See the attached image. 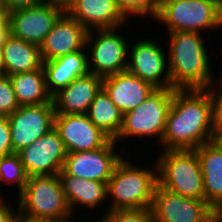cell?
Segmentation results:
<instances>
[{
    "label": "cell",
    "mask_w": 222,
    "mask_h": 222,
    "mask_svg": "<svg viewBox=\"0 0 222 222\" xmlns=\"http://www.w3.org/2000/svg\"><path fill=\"white\" fill-rule=\"evenodd\" d=\"M211 141L213 135L209 88L175 90L160 151L196 149Z\"/></svg>",
    "instance_id": "1"
},
{
    "label": "cell",
    "mask_w": 222,
    "mask_h": 222,
    "mask_svg": "<svg viewBox=\"0 0 222 222\" xmlns=\"http://www.w3.org/2000/svg\"><path fill=\"white\" fill-rule=\"evenodd\" d=\"M165 46L169 52L168 65L171 88L175 90L208 89L214 85L215 77L212 56L208 53L206 37L199 32L176 31L167 33ZM203 35V36H202ZM207 46V47H206ZM211 61V62H210Z\"/></svg>",
    "instance_id": "2"
},
{
    "label": "cell",
    "mask_w": 222,
    "mask_h": 222,
    "mask_svg": "<svg viewBox=\"0 0 222 222\" xmlns=\"http://www.w3.org/2000/svg\"><path fill=\"white\" fill-rule=\"evenodd\" d=\"M131 160L133 161V157L131 159L129 155L125 154L115 166L113 174L107 182L108 211L151 209L158 184L156 160L151 161L152 165L149 163V167L147 164L140 167L139 162L134 163Z\"/></svg>",
    "instance_id": "3"
},
{
    "label": "cell",
    "mask_w": 222,
    "mask_h": 222,
    "mask_svg": "<svg viewBox=\"0 0 222 222\" xmlns=\"http://www.w3.org/2000/svg\"><path fill=\"white\" fill-rule=\"evenodd\" d=\"M17 196L19 216L28 222L75 219L58 174L29 176L25 188Z\"/></svg>",
    "instance_id": "4"
},
{
    "label": "cell",
    "mask_w": 222,
    "mask_h": 222,
    "mask_svg": "<svg viewBox=\"0 0 222 222\" xmlns=\"http://www.w3.org/2000/svg\"><path fill=\"white\" fill-rule=\"evenodd\" d=\"M174 91L175 89L173 88H157L138 107L123 115L122 127L115 142H120L119 146H123L125 152L127 151L125 146L128 144L129 147L128 138L129 140L133 138L130 141L135 139L143 141L147 138L154 140L155 138L158 145H161ZM123 141L125 143H122Z\"/></svg>",
    "instance_id": "5"
},
{
    "label": "cell",
    "mask_w": 222,
    "mask_h": 222,
    "mask_svg": "<svg viewBox=\"0 0 222 222\" xmlns=\"http://www.w3.org/2000/svg\"><path fill=\"white\" fill-rule=\"evenodd\" d=\"M156 159L158 184L183 197L204 200L201 165L195 149L163 150Z\"/></svg>",
    "instance_id": "6"
},
{
    "label": "cell",
    "mask_w": 222,
    "mask_h": 222,
    "mask_svg": "<svg viewBox=\"0 0 222 222\" xmlns=\"http://www.w3.org/2000/svg\"><path fill=\"white\" fill-rule=\"evenodd\" d=\"M156 21L165 26L167 33L192 31L205 34L215 29L217 32V28H222L220 0H161Z\"/></svg>",
    "instance_id": "7"
},
{
    "label": "cell",
    "mask_w": 222,
    "mask_h": 222,
    "mask_svg": "<svg viewBox=\"0 0 222 222\" xmlns=\"http://www.w3.org/2000/svg\"><path fill=\"white\" fill-rule=\"evenodd\" d=\"M120 28L124 29L122 26L88 31L86 50L89 72L103 78L126 71L130 39L120 32Z\"/></svg>",
    "instance_id": "8"
},
{
    "label": "cell",
    "mask_w": 222,
    "mask_h": 222,
    "mask_svg": "<svg viewBox=\"0 0 222 222\" xmlns=\"http://www.w3.org/2000/svg\"><path fill=\"white\" fill-rule=\"evenodd\" d=\"M132 40L129 44L126 70L155 88H171L168 51L161 46L160 41L147 37L137 41L135 39V42Z\"/></svg>",
    "instance_id": "9"
},
{
    "label": "cell",
    "mask_w": 222,
    "mask_h": 222,
    "mask_svg": "<svg viewBox=\"0 0 222 222\" xmlns=\"http://www.w3.org/2000/svg\"><path fill=\"white\" fill-rule=\"evenodd\" d=\"M120 148L115 140H110L95 150L67 153L62 170L77 178L108 182L115 166L127 153Z\"/></svg>",
    "instance_id": "10"
},
{
    "label": "cell",
    "mask_w": 222,
    "mask_h": 222,
    "mask_svg": "<svg viewBox=\"0 0 222 222\" xmlns=\"http://www.w3.org/2000/svg\"><path fill=\"white\" fill-rule=\"evenodd\" d=\"M151 212L153 222H210L216 211L205 200L183 197L157 184Z\"/></svg>",
    "instance_id": "11"
},
{
    "label": "cell",
    "mask_w": 222,
    "mask_h": 222,
    "mask_svg": "<svg viewBox=\"0 0 222 222\" xmlns=\"http://www.w3.org/2000/svg\"><path fill=\"white\" fill-rule=\"evenodd\" d=\"M53 102L41 105L20 106L7 116L10 125L13 153L34 143L54 128Z\"/></svg>",
    "instance_id": "12"
},
{
    "label": "cell",
    "mask_w": 222,
    "mask_h": 222,
    "mask_svg": "<svg viewBox=\"0 0 222 222\" xmlns=\"http://www.w3.org/2000/svg\"><path fill=\"white\" fill-rule=\"evenodd\" d=\"M28 176L56 175L64 165L66 149L58 131L53 128L17 153Z\"/></svg>",
    "instance_id": "13"
},
{
    "label": "cell",
    "mask_w": 222,
    "mask_h": 222,
    "mask_svg": "<svg viewBox=\"0 0 222 222\" xmlns=\"http://www.w3.org/2000/svg\"><path fill=\"white\" fill-rule=\"evenodd\" d=\"M62 13L45 3L14 10L9 13L10 34L40 47Z\"/></svg>",
    "instance_id": "14"
},
{
    "label": "cell",
    "mask_w": 222,
    "mask_h": 222,
    "mask_svg": "<svg viewBox=\"0 0 222 222\" xmlns=\"http://www.w3.org/2000/svg\"><path fill=\"white\" fill-rule=\"evenodd\" d=\"M54 128L67 153L95 150L111 140L90 121L87 114L55 115Z\"/></svg>",
    "instance_id": "15"
},
{
    "label": "cell",
    "mask_w": 222,
    "mask_h": 222,
    "mask_svg": "<svg viewBox=\"0 0 222 222\" xmlns=\"http://www.w3.org/2000/svg\"><path fill=\"white\" fill-rule=\"evenodd\" d=\"M88 30L67 12H63L47 34L40 51L43 61H51L86 47Z\"/></svg>",
    "instance_id": "16"
},
{
    "label": "cell",
    "mask_w": 222,
    "mask_h": 222,
    "mask_svg": "<svg viewBox=\"0 0 222 222\" xmlns=\"http://www.w3.org/2000/svg\"><path fill=\"white\" fill-rule=\"evenodd\" d=\"M102 88L123 115L138 107L157 89L127 70L103 77Z\"/></svg>",
    "instance_id": "17"
},
{
    "label": "cell",
    "mask_w": 222,
    "mask_h": 222,
    "mask_svg": "<svg viewBox=\"0 0 222 222\" xmlns=\"http://www.w3.org/2000/svg\"><path fill=\"white\" fill-rule=\"evenodd\" d=\"M102 79L91 72L74 79L52 97L55 115L87 114L91 102L102 87Z\"/></svg>",
    "instance_id": "18"
},
{
    "label": "cell",
    "mask_w": 222,
    "mask_h": 222,
    "mask_svg": "<svg viewBox=\"0 0 222 222\" xmlns=\"http://www.w3.org/2000/svg\"><path fill=\"white\" fill-rule=\"evenodd\" d=\"M67 13L88 31L126 27L129 22L116 0H75Z\"/></svg>",
    "instance_id": "19"
},
{
    "label": "cell",
    "mask_w": 222,
    "mask_h": 222,
    "mask_svg": "<svg viewBox=\"0 0 222 222\" xmlns=\"http://www.w3.org/2000/svg\"><path fill=\"white\" fill-rule=\"evenodd\" d=\"M58 176L73 215L79 214L76 213L78 207H83V209L86 207L92 213L93 209H99V206L103 207L107 204L104 206L105 209L107 207L104 212L108 211L107 182L77 178L68 175L63 170L58 173Z\"/></svg>",
    "instance_id": "20"
},
{
    "label": "cell",
    "mask_w": 222,
    "mask_h": 222,
    "mask_svg": "<svg viewBox=\"0 0 222 222\" xmlns=\"http://www.w3.org/2000/svg\"><path fill=\"white\" fill-rule=\"evenodd\" d=\"M43 69L48 92L53 97L74 79L89 72L86 47L51 61H43Z\"/></svg>",
    "instance_id": "21"
},
{
    "label": "cell",
    "mask_w": 222,
    "mask_h": 222,
    "mask_svg": "<svg viewBox=\"0 0 222 222\" xmlns=\"http://www.w3.org/2000/svg\"><path fill=\"white\" fill-rule=\"evenodd\" d=\"M195 150L203 175L204 200L218 211L222 207V149L211 141Z\"/></svg>",
    "instance_id": "22"
},
{
    "label": "cell",
    "mask_w": 222,
    "mask_h": 222,
    "mask_svg": "<svg viewBox=\"0 0 222 222\" xmlns=\"http://www.w3.org/2000/svg\"><path fill=\"white\" fill-rule=\"evenodd\" d=\"M5 75L35 71L43 66L41 51L38 45L28 43L11 34L3 44Z\"/></svg>",
    "instance_id": "23"
},
{
    "label": "cell",
    "mask_w": 222,
    "mask_h": 222,
    "mask_svg": "<svg viewBox=\"0 0 222 222\" xmlns=\"http://www.w3.org/2000/svg\"><path fill=\"white\" fill-rule=\"evenodd\" d=\"M10 78L20 106L53 102L46 86L43 66L35 71L11 75Z\"/></svg>",
    "instance_id": "24"
},
{
    "label": "cell",
    "mask_w": 222,
    "mask_h": 222,
    "mask_svg": "<svg viewBox=\"0 0 222 222\" xmlns=\"http://www.w3.org/2000/svg\"><path fill=\"white\" fill-rule=\"evenodd\" d=\"M87 116L111 140H116L122 127L123 114L101 87L91 102Z\"/></svg>",
    "instance_id": "25"
},
{
    "label": "cell",
    "mask_w": 222,
    "mask_h": 222,
    "mask_svg": "<svg viewBox=\"0 0 222 222\" xmlns=\"http://www.w3.org/2000/svg\"><path fill=\"white\" fill-rule=\"evenodd\" d=\"M28 175L25 171L24 165L21 162L20 156L17 153H13L9 156L0 158V186L7 187L6 185H12L10 188L14 187L15 193L18 195L25 188L26 182L28 180ZM2 183V184H1ZM4 183V184H3ZM5 185V186H4ZM14 185V186H13ZM0 187V197H10L12 195L4 194L5 191L1 190ZM18 190V191H16ZM7 195V196H5Z\"/></svg>",
    "instance_id": "26"
},
{
    "label": "cell",
    "mask_w": 222,
    "mask_h": 222,
    "mask_svg": "<svg viewBox=\"0 0 222 222\" xmlns=\"http://www.w3.org/2000/svg\"><path fill=\"white\" fill-rule=\"evenodd\" d=\"M119 9L125 15V17L130 21V19L137 17L141 21V17L147 20L148 17L152 18L151 20L156 19L161 0H116Z\"/></svg>",
    "instance_id": "27"
},
{
    "label": "cell",
    "mask_w": 222,
    "mask_h": 222,
    "mask_svg": "<svg viewBox=\"0 0 222 222\" xmlns=\"http://www.w3.org/2000/svg\"><path fill=\"white\" fill-rule=\"evenodd\" d=\"M96 222H153L149 208L119 209L107 211Z\"/></svg>",
    "instance_id": "28"
},
{
    "label": "cell",
    "mask_w": 222,
    "mask_h": 222,
    "mask_svg": "<svg viewBox=\"0 0 222 222\" xmlns=\"http://www.w3.org/2000/svg\"><path fill=\"white\" fill-rule=\"evenodd\" d=\"M19 107L10 76L0 74V116H9Z\"/></svg>",
    "instance_id": "29"
},
{
    "label": "cell",
    "mask_w": 222,
    "mask_h": 222,
    "mask_svg": "<svg viewBox=\"0 0 222 222\" xmlns=\"http://www.w3.org/2000/svg\"><path fill=\"white\" fill-rule=\"evenodd\" d=\"M217 85V86H216ZM212 112V135L222 132V79L209 88Z\"/></svg>",
    "instance_id": "30"
},
{
    "label": "cell",
    "mask_w": 222,
    "mask_h": 222,
    "mask_svg": "<svg viewBox=\"0 0 222 222\" xmlns=\"http://www.w3.org/2000/svg\"><path fill=\"white\" fill-rule=\"evenodd\" d=\"M13 154L10 125L7 116H0V158Z\"/></svg>",
    "instance_id": "31"
},
{
    "label": "cell",
    "mask_w": 222,
    "mask_h": 222,
    "mask_svg": "<svg viewBox=\"0 0 222 222\" xmlns=\"http://www.w3.org/2000/svg\"><path fill=\"white\" fill-rule=\"evenodd\" d=\"M6 199L7 197H0V222H13L19 216L18 203L14 199L12 205Z\"/></svg>",
    "instance_id": "32"
},
{
    "label": "cell",
    "mask_w": 222,
    "mask_h": 222,
    "mask_svg": "<svg viewBox=\"0 0 222 222\" xmlns=\"http://www.w3.org/2000/svg\"><path fill=\"white\" fill-rule=\"evenodd\" d=\"M43 3V0H4V6L10 13L17 9L28 8Z\"/></svg>",
    "instance_id": "33"
},
{
    "label": "cell",
    "mask_w": 222,
    "mask_h": 222,
    "mask_svg": "<svg viewBox=\"0 0 222 222\" xmlns=\"http://www.w3.org/2000/svg\"><path fill=\"white\" fill-rule=\"evenodd\" d=\"M10 35L9 12L0 9V45H3Z\"/></svg>",
    "instance_id": "34"
},
{
    "label": "cell",
    "mask_w": 222,
    "mask_h": 222,
    "mask_svg": "<svg viewBox=\"0 0 222 222\" xmlns=\"http://www.w3.org/2000/svg\"><path fill=\"white\" fill-rule=\"evenodd\" d=\"M74 2L75 0H43V3L58 8L62 12H68V10L73 6Z\"/></svg>",
    "instance_id": "35"
},
{
    "label": "cell",
    "mask_w": 222,
    "mask_h": 222,
    "mask_svg": "<svg viewBox=\"0 0 222 222\" xmlns=\"http://www.w3.org/2000/svg\"><path fill=\"white\" fill-rule=\"evenodd\" d=\"M213 142L216 143L222 149V132H217L213 136Z\"/></svg>",
    "instance_id": "36"
},
{
    "label": "cell",
    "mask_w": 222,
    "mask_h": 222,
    "mask_svg": "<svg viewBox=\"0 0 222 222\" xmlns=\"http://www.w3.org/2000/svg\"><path fill=\"white\" fill-rule=\"evenodd\" d=\"M4 71V51L3 45H0V74H3Z\"/></svg>",
    "instance_id": "37"
},
{
    "label": "cell",
    "mask_w": 222,
    "mask_h": 222,
    "mask_svg": "<svg viewBox=\"0 0 222 222\" xmlns=\"http://www.w3.org/2000/svg\"><path fill=\"white\" fill-rule=\"evenodd\" d=\"M210 222H222V216L216 211L212 215Z\"/></svg>",
    "instance_id": "38"
},
{
    "label": "cell",
    "mask_w": 222,
    "mask_h": 222,
    "mask_svg": "<svg viewBox=\"0 0 222 222\" xmlns=\"http://www.w3.org/2000/svg\"><path fill=\"white\" fill-rule=\"evenodd\" d=\"M13 222H28L26 219H23L22 217L18 216Z\"/></svg>",
    "instance_id": "39"
},
{
    "label": "cell",
    "mask_w": 222,
    "mask_h": 222,
    "mask_svg": "<svg viewBox=\"0 0 222 222\" xmlns=\"http://www.w3.org/2000/svg\"><path fill=\"white\" fill-rule=\"evenodd\" d=\"M75 222L76 220H72V221H36V222Z\"/></svg>",
    "instance_id": "40"
},
{
    "label": "cell",
    "mask_w": 222,
    "mask_h": 222,
    "mask_svg": "<svg viewBox=\"0 0 222 222\" xmlns=\"http://www.w3.org/2000/svg\"><path fill=\"white\" fill-rule=\"evenodd\" d=\"M0 9H6L4 6V0H0Z\"/></svg>",
    "instance_id": "41"
},
{
    "label": "cell",
    "mask_w": 222,
    "mask_h": 222,
    "mask_svg": "<svg viewBox=\"0 0 222 222\" xmlns=\"http://www.w3.org/2000/svg\"><path fill=\"white\" fill-rule=\"evenodd\" d=\"M221 31H222V29H221ZM221 53H222V51H221ZM221 60H222V59H221ZM221 64H222V63H221ZM221 69H222V65H221ZM218 75H219V78L222 79V70H221V73H219Z\"/></svg>",
    "instance_id": "42"
},
{
    "label": "cell",
    "mask_w": 222,
    "mask_h": 222,
    "mask_svg": "<svg viewBox=\"0 0 222 222\" xmlns=\"http://www.w3.org/2000/svg\"><path fill=\"white\" fill-rule=\"evenodd\" d=\"M217 212L222 216V207Z\"/></svg>",
    "instance_id": "43"
},
{
    "label": "cell",
    "mask_w": 222,
    "mask_h": 222,
    "mask_svg": "<svg viewBox=\"0 0 222 222\" xmlns=\"http://www.w3.org/2000/svg\"><path fill=\"white\" fill-rule=\"evenodd\" d=\"M220 7H221V12H222V0H220Z\"/></svg>",
    "instance_id": "44"
}]
</instances>
